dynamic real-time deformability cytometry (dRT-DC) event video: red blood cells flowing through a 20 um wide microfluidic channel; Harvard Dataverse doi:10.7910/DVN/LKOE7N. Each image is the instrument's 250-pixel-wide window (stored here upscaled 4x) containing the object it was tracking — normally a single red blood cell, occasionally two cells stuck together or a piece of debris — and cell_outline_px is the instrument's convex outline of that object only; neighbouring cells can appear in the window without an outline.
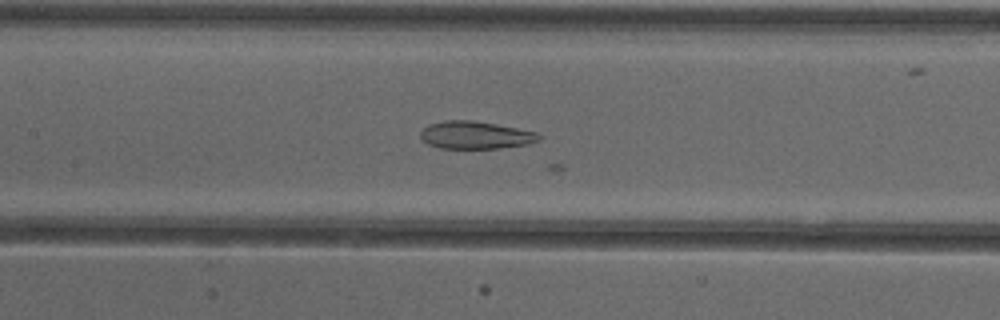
{"species": "common noctule bat (a hibernating species)", "species_latin": "Nyctalus noctula", "temperature_condition": "cold", "stored_images_in_passage": 16, "camera_frame_rate_fps": 3000, "um_per_image_px": 0.085, "animal": {"sex": "female"}, "frame": {"image": 1, "passage_image": 9, "time_ms": 2.667, "image_size_px": [1000, 320], "cell_outline_px": [[544, 136], [540, 140], [528, 144], [500, 148], [440, 148], [428, 144], [420, 136], [420, 132], [428, 124], [444, 120], [472, 120], [496, 124], [536, 132]], "centroid_in_image_um": [40.43, 11.48], "position_along_channel_um": 167.0, "area_um2": 19.07}}
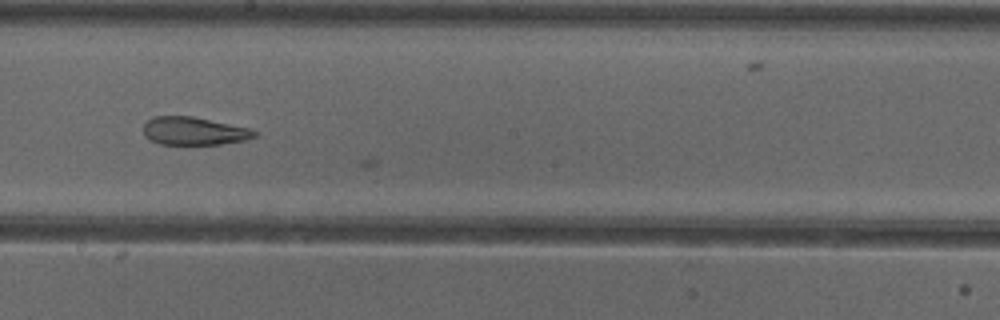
{"frame": {"image": 2, "passage_image": 14, "time_ms": 4.333, "image_size_px": [1000, 320], "cell_outline_px": [[256, 136], [244, 140], [220, 144], [160, 144], [144, 136], [144, 124], [152, 116], [192, 116], [252, 128], [256, 132]], "centroid_in_image_um": [16.49, 11.13], "position_along_channel_um": 231.7, "area_um2": 18.09}}